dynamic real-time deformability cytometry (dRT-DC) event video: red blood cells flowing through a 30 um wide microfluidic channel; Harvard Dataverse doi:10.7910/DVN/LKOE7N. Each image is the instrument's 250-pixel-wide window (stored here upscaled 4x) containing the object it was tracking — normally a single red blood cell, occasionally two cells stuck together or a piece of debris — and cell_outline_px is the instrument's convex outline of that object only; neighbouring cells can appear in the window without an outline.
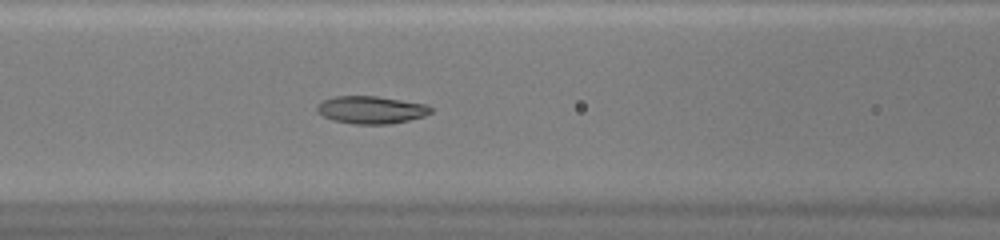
{"species": "common noctule bat (a hibernating species)", "species_latin": "Nyctalus noctula", "temperature_condition": "warm", "stored_images_in_passage": 49, "camera_frame_rate_fps": 3000, "um_per_image_px": 0.085, "animal": {"sex": "female", "body_mass_g": 20.0, "forearm_length_mm": 54.0}, "frame": {"image": 1, "passage_image": 22, "time_ms": 7.0, "image_size_px": [1000, 240], "cell_outline_px": [[432, 112], [424, 116], [408, 120], [388, 124], [352, 124], [332, 120], [316, 112], [316, 104], [320, 100], [332, 96], [376, 96], [428, 104], [432, 108]], "centroid_in_image_um": [31.5, 9.33], "position_along_channel_um": 135.1, "area_um2": 18.55}}
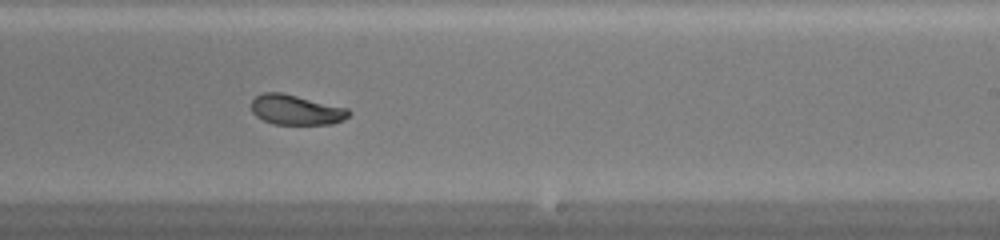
{"frame": {"image": 2, "passage_image": 31, "time_ms": 10.0, "image_size_px": [1000, 240], "cell_outline_px": [[352, 112], [344, 120], [332, 124], [272, 124], [256, 116], [252, 112], [252, 100], [256, 96], [264, 92], [280, 92], [348, 108]], "centroid_in_image_um": [25.18, 9.34], "position_along_channel_um": 263.8, "area_um2": 16.99}}
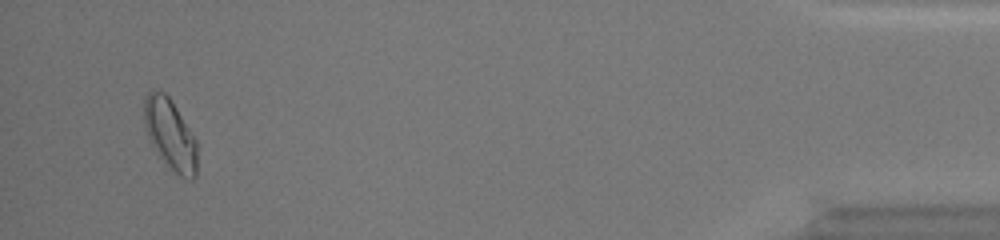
{"frame": {"image": 3, "passage_image": 47, "time_ms": 15.333, "image_size_px": [1000, 240], "cell_outline_px": [[196, 176], [192, 180], [180, 176], [160, 156], [152, 144], [148, 136], [144, 124], [144, 96], [148, 92], [164, 92], [168, 96], [176, 108], [196, 140]], "centroid_in_image_um": [14.46, 11.41], "position_along_channel_um": 420.7, "area_um2": 21.15}, "authors_computed_cell_mechanics": {"area_um2": 19.7098, "velocity_mm_per_s": 4.3007, "shape_relaxation_time_tau1_ms": null, "shape_relaxation_time_tau2_ms": 3.0172, "deformation_change_tau1": null, "deformation_change_tau2": 0.0661}}